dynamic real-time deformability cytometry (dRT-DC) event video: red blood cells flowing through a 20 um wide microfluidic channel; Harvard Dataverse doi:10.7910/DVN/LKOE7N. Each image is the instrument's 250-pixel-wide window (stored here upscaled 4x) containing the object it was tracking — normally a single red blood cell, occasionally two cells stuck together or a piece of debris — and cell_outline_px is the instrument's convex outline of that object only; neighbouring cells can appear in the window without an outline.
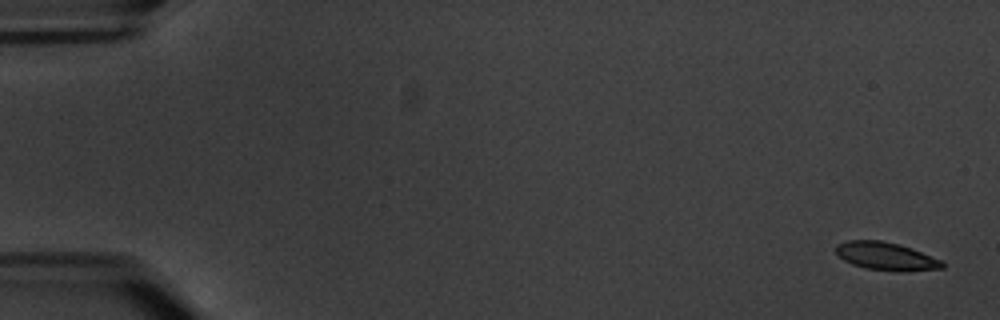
{"species": "common noctule bat (a hibernating species)", "species_latin": "Nyctalus noctula", "temperature_condition": "warm", "stored_images_in_passage": 8, "camera_frame_rate_fps": 3000, "um_per_image_px": 0.085, "animal": {"sex": "male", "body_mass_g": 20.1, "forearm_length_mm": 53.5}, "frame": {"image": 1, "passage_image": 1, "time_ms": 0.0, "image_size_px": [1000, 320], "cell_outline_px": [[944, 268], [908, 272], [896, 272], [864, 268], [852, 264], [844, 260], [836, 252], [836, 244], [848, 240], [880, 240], [912, 248], [940, 260], [944, 264]], "centroid_in_image_um": [75.31, 21.8], "position_along_channel_um": 9.7, "area_um2": 17.4}}
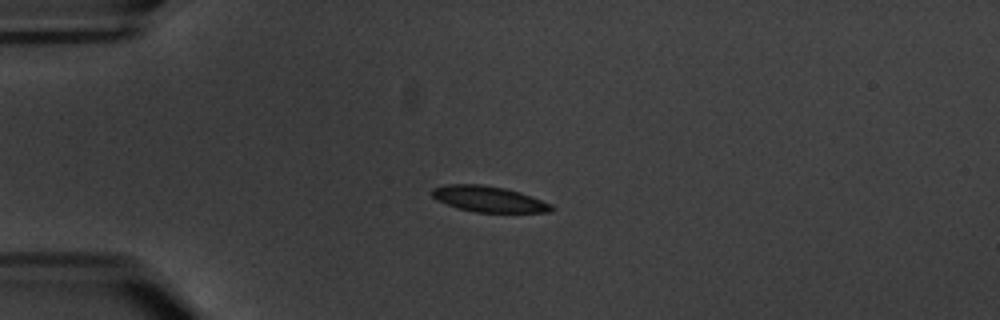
{"frame": {"image": 2, "passage_image": 5, "time_ms": 4.667, "image_size_px": [1000, 320], "cell_outline_px": [[556, 208], [552, 212], [476, 212], [456, 208], [436, 200], [432, 196], [432, 188], [448, 184], [480, 184], [504, 188], [520, 192], [552, 204]], "centroid_in_image_um": [41.54, 16.92], "position_along_channel_um": 43.5, "area_um2": 18.03}}